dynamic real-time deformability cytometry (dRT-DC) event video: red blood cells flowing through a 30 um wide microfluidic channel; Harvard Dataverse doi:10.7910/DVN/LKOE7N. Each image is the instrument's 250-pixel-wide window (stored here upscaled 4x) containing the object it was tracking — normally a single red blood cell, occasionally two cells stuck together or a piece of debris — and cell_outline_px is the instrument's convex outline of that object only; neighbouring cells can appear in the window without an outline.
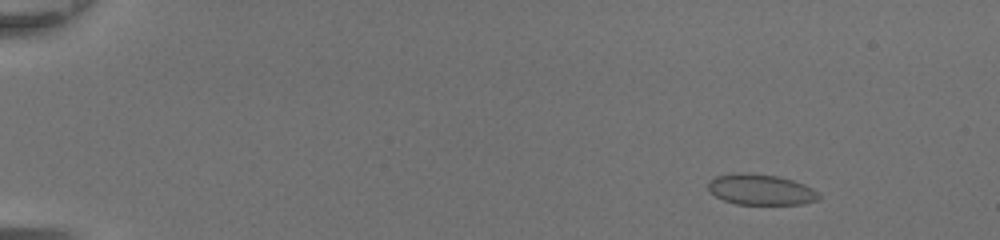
{"species": "common noctule bat (a hibernating species)", "species_latin": "Nyctalus noctula", "temperature_condition": "room temperature", "stored_images_in_passage": 50, "camera_frame_rate_fps": 3000, "um_per_image_px": 0.085, "animal": {"sex": "female", "body_mass_g": 20.0, "forearm_length_mm": 54.0}, "frame": {"image": 1, "passage_image": 7, "time_ms": 2.0, "image_size_px": [1000, 240], "cell_outline_px": [[820, 200], [804, 204], [736, 204], [724, 200], [716, 196], [708, 188], [708, 180], [716, 176], [732, 172], [748, 172], [776, 176], [792, 180], [804, 184], [820, 192]], "centroid_in_image_um": [64.68, 16.11], "position_along_channel_um": 20.3, "area_um2": 20.06}}
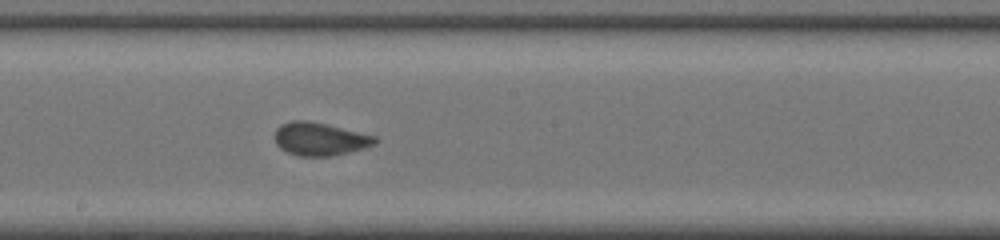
{"frame": {"image": 2, "passage_image": 30, "time_ms": 9.667, "image_size_px": [1000, 240], "cell_outline_px": [[376, 144], [364, 148], [332, 156], [300, 156], [288, 152], [280, 148], [276, 144], [276, 128], [280, 124], [292, 120], [308, 120], [328, 124], [376, 136]], "centroid_in_image_um": [27.19, 11.8], "position_along_channel_um": 221.0, "area_um2": 19.31}}
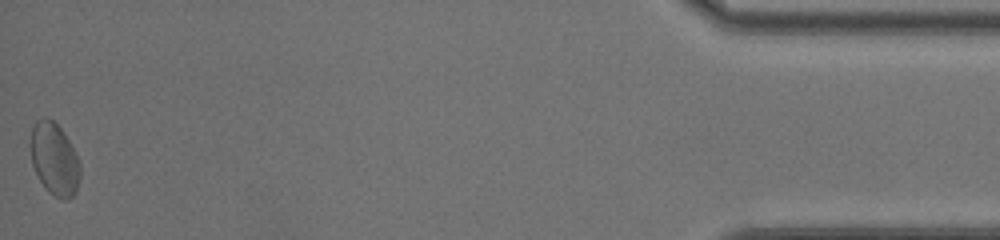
{"frame": {"image": 3, "passage_image": 50, "time_ms": 16.333, "image_size_px": [1000, 240], "cell_outline_px": [[80, 176], [76, 192], [68, 200], [64, 200], [48, 192], [40, 180], [32, 164], [28, 144], [32, 128], [36, 120], [44, 116], [52, 120], [60, 128], [76, 152], [80, 160]], "centroid_in_image_um": [4.61, 13.51], "position_along_channel_um": 430.6, "area_um2": 21.21}, "authors_computed_cell_mechanics": {"area_um2": 19.4208, "velocity_mm_per_s": 4.3846, "shape_relaxation_time_tau1_ms": 2.6238, "shape_relaxation_time_tau2_ms": null, "deformation_change_tau1": 0.08, "deformation_change_tau2": null}}